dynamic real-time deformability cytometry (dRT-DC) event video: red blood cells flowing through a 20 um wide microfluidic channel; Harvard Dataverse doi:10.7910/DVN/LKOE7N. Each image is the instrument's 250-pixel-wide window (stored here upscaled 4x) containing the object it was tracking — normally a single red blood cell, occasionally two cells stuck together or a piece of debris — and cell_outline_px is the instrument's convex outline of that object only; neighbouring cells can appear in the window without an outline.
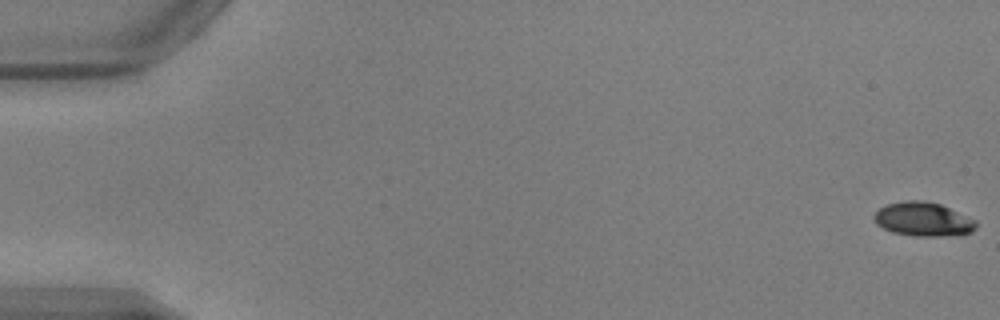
{"species": "common noctule bat (a hibernating species)", "species_latin": "Nyctalus noctula", "temperature_condition": "warm", "stored_images_in_passage": 53, "camera_frame_rate_fps": 3000, "um_per_image_px": 0.085, "animal": {"sex": "male", "body_mass_g": 17.9, "forearm_length_mm": 54.2}, "frame": {"image": 1, "passage_image": 1, "time_ms": 0.0, "image_size_px": [1000, 320], "cell_outline_px": [[976, 228], [972, 232], [960, 236], [916, 236], [892, 232], [876, 224], [872, 216], [880, 208], [888, 204], [904, 200], [924, 200], [940, 204], [976, 220]], "centroid_in_image_um": [78.49, 18.64], "position_along_channel_um": 6.5, "area_um2": 20.35}}
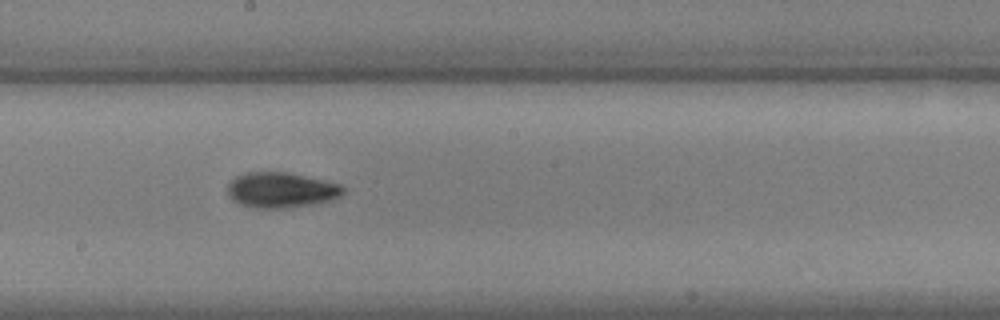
{"frame": {"image": 2, "passage_image": 30, "time_ms": 9.667, "image_size_px": [1000, 320], "cell_outline_px": [[344, 192], [340, 196], [332, 200], [312, 204], [288, 208], [256, 208], [240, 204], [232, 200], [228, 196], [228, 184], [236, 176], [248, 172], [284, 172], [324, 180], [340, 184], [344, 188]], "centroid_in_image_um": [23.88, 16.16], "position_along_channel_um": 224.3, "area_um2": 23.76}}
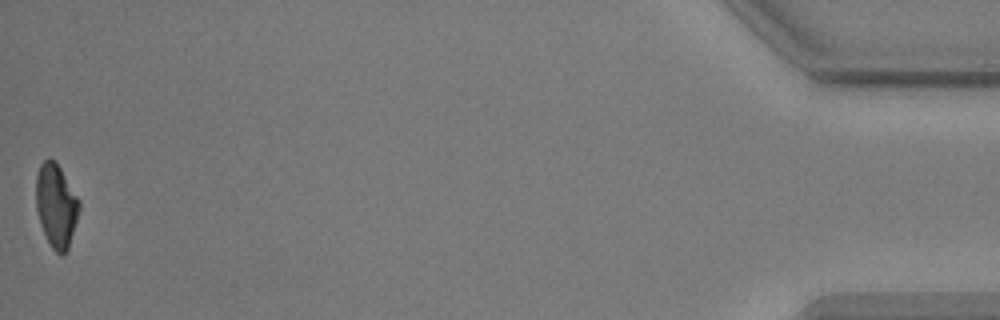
{"frame": {"image": 3, "passage_image": 53, "time_ms": 17.333, "image_size_px": [1000, 320], "cell_outline_px": [[80, 208], [68, 248], [64, 256], [60, 256], [52, 248], [40, 224], [36, 208], [36, 176], [40, 164], [44, 160], [52, 160], [60, 168], [80, 200]], "centroid_in_image_um": [4.77, 17.5], "position_along_channel_um": 430.4, "area_um2": 20.81}, "authors_computed_cell_mechanics": {"area_um2": 21.964, "velocity_mm_per_s": 3.8811, "shape_relaxation_time_tau1_ms": 3.6009, "shape_relaxation_time_tau2_ms": 4.1769, "deformation_change_tau1": 0.1526, "deformation_change_tau2": 0.0974}}